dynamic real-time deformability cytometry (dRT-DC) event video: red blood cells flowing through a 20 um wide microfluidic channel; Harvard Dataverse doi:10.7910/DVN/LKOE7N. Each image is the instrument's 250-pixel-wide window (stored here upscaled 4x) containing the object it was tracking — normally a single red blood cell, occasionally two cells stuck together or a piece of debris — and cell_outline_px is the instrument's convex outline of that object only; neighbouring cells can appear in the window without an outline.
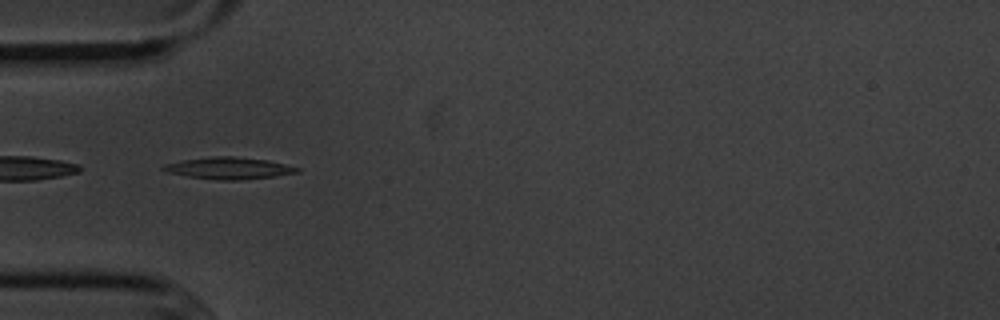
{"species": "common noctule bat (a hibernating species)", "species_latin": "Nyctalus noctula", "temperature_condition": "cold", "stored_images_in_passage": 51, "camera_frame_rate_fps": 3000, "um_per_image_px": 0.085, "animal": {"sex": "male", "body_mass_g": 20.1, "forearm_length_mm": 53.5}, "frame": {"image": 1, "passage_image": 13, "time_ms": 4.0, "image_size_px": [1000, 320], "cell_outline_px": [[300, 172], [276, 176], [240, 180], [220, 180], [188, 176], [168, 172], [160, 168], [164, 164], [180, 160], [212, 156], [232, 156], [268, 160], [300, 168]], "centroid_in_image_um": [19.45, 14.29], "position_along_channel_um": 65.6, "area_um2": 16.99}}
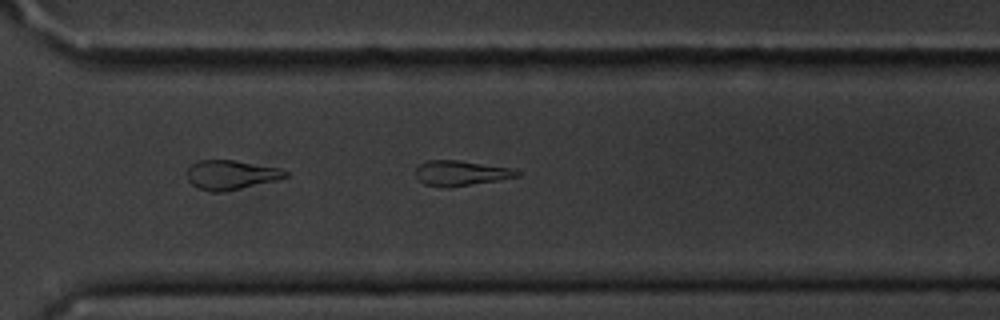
{"frame": {"image": 2, "passage_image": 35, "time_ms": 11.333, "image_size_px": [1000, 320], "cell_outline_px": [[520, 176], [448, 188], [444, 188], [424, 184], [416, 176], [416, 168], [420, 164], [428, 160], [456, 160], [508, 168], [520, 172]], "centroid_in_image_um": [39.11, 14.72], "position_along_channel_um": 331.5, "area_um2": 14.51}}
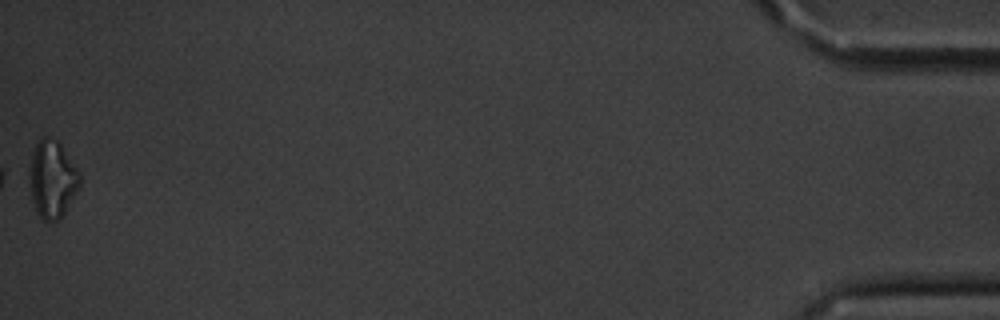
{"frame": {"image": 3, "passage_image": 51, "time_ms": 16.667, "image_size_px": [1000, 320], "cell_outline_px": [[80, 188], [60, 220], [44, 220], [36, 212], [32, 200], [28, 176], [28, 168], [32, 152], [36, 144], [44, 136], [48, 136], [56, 140], [60, 144], [80, 172]], "centroid_in_image_um": [4.44, 15.24], "position_along_channel_um": 430.8, "area_um2": 22.95}, "authors_computed_cell_mechanics": {"area_um2": 16.4152, "velocity_mm_per_s": 3.6369, "shape_relaxation_time_tau1_ms": 3.9192, "shape_relaxation_time_tau2_ms": null, "deformation_change_tau1": 0.1448, "deformation_change_tau2": null}}